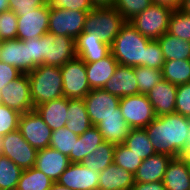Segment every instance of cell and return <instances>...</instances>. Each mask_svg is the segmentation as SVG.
I'll list each match as a JSON object with an SVG mask.
<instances>
[{"label": "cell", "instance_id": "d4e9b609", "mask_svg": "<svg viewBox=\"0 0 190 190\" xmlns=\"http://www.w3.org/2000/svg\"><path fill=\"white\" fill-rule=\"evenodd\" d=\"M117 60L110 53L103 59L93 63H85L87 80L91 89H102L114 75L118 66Z\"/></svg>", "mask_w": 190, "mask_h": 190}, {"label": "cell", "instance_id": "ee69618b", "mask_svg": "<svg viewBox=\"0 0 190 190\" xmlns=\"http://www.w3.org/2000/svg\"><path fill=\"white\" fill-rule=\"evenodd\" d=\"M49 8L89 12L95 8L91 0H48Z\"/></svg>", "mask_w": 190, "mask_h": 190}, {"label": "cell", "instance_id": "83f0119b", "mask_svg": "<svg viewBox=\"0 0 190 190\" xmlns=\"http://www.w3.org/2000/svg\"><path fill=\"white\" fill-rule=\"evenodd\" d=\"M165 61L190 59V41L163 34L158 40Z\"/></svg>", "mask_w": 190, "mask_h": 190}, {"label": "cell", "instance_id": "9f6ffc18", "mask_svg": "<svg viewBox=\"0 0 190 190\" xmlns=\"http://www.w3.org/2000/svg\"><path fill=\"white\" fill-rule=\"evenodd\" d=\"M3 136H0V156H3Z\"/></svg>", "mask_w": 190, "mask_h": 190}, {"label": "cell", "instance_id": "7a4b0ae2", "mask_svg": "<svg viewBox=\"0 0 190 190\" xmlns=\"http://www.w3.org/2000/svg\"><path fill=\"white\" fill-rule=\"evenodd\" d=\"M150 41L126 21L110 46L111 54L120 65L145 66L146 46Z\"/></svg>", "mask_w": 190, "mask_h": 190}, {"label": "cell", "instance_id": "3957f363", "mask_svg": "<svg viewBox=\"0 0 190 190\" xmlns=\"http://www.w3.org/2000/svg\"><path fill=\"white\" fill-rule=\"evenodd\" d=\"M28 78L34 108L64 96L60 67L37 66L28 73Z\"/></svg>", "mask_w": 190, "mask_h": 190}, {"label": "cell", "instance_id": "ac0fdd59", "mask_svg": "<svg viewBox=\"0 0 190 190\" xmlns=\"http://www.w3.org/2000/svg\"><path fill=\"white\" fill-rule=\"evenodd\" d=\"M177 87L163 79L146 94L156 116L175 113Z\"/></svg>", "mask_w": 190, "mask_h": 190}, {"label": "cell", "instance_id": "1f68e13d", "mask_svg": "<svg viewBox=\"0 0 190 190\" xmlns=\"http://www.w3.org/2000/svg\"><path fill=\"white\" fill-rule=\"evenodd\" d=\"M163 79L179 86L190 82V59L168 60L162 68Z\"/></svg>", "mask_w": 190, "mask_h": 190}, {"label": "cell", "instance_id": "d590c367", "mask_svg": "<svg viewBox=\"0 0 190 190\" xmlns=\"http://www.w3.org/2000/svg\"><path fill=\"white\" fill-rule=\"evenodd\" d=\"M134 74L139 87V94H147L157 83L163 80L162 70L146 66H135Z\"/></svg>", "mask_w": 190, "mask_h": 190}, {"label": "cell", "instance_id": "ab89813d", "mask_svg": "<svg viewBox=\"0 0 190 190\" xmlns=\"http://www.w3.org/2000/svg\"><path fill=\"white\" fill-rule=\"evenodd\" d=\"M152 4V0H114L113 7L125 21H130Z\"/></svg>", "mask_w": 190, "mask_h": 190}, {"label": "cell", "instance_id": "2e32d148", "mask_svg": "<svg viewBox=\"0 0 190 190\" xmlns=\"http://www.w3.org/2000/svg\"><path fill=\"white\" fill-rule=\"evenodd\" d=\"M76 55L84 63H93L111 53L110 45L101 41L94 32L83 31L76 39Z\"/></svg>", "mask_w": 190, "mask_h": 190}, {"label": "cell", "instance_id": "f546056e", "mask_svg": "<svg viewBox=\"0 0 190 190\" xmlns=\"http://www.w3.org/2000/svg\"><path fill=\"white\" fill-rule=\"evenodd\" d=\"M123 144L142 160L156 154L144 128L131 129Z\"/></svg>", "mask_w": 190, "mask_h": 190}, {"label": "cell", "instance_id": "8d00e7d4", "mask_svg": "<svg viewBox=\"0 0 190 190\" xmlns=\"http://www.w3.org/2000/svg\"><path fill=\"white\" fill-rule=\"evenodd\" d=\"M167 33L190 41V15L179 9L173 10L169 18Z\"/></svg>", "mask_w": 190, "mask_h": 190}, {"label": "cell", "instance_id": "f6af8a7d", "mask_svg": "<svg viewBox=\"0 0 190 190\" xmlns=\"http://www.w3.org/2000/svg\"><path fill=\"white\" fill-rule=\"evenodd\" d=\"M175 113L190 118V82L177 87Z\"/></svg>", "mask_w": 190, "mask_h": 190}, {"label": "cell", "instance_id": "8992f818", "mask_svg": "<svg viewBox=\"0 0 190 190\" xmlns=\"http://www.w3.org/2000/svg\"><path fill=\"white\" fill-rule=\"evenodd\" d=\"M63 94L67 99H84L92 90L87 80L85 63L76 57L60 67Z\"/></svg>", "mask_w": 190, "mask_h": 190}, {"label": "cell", "instance_id": "836d02e7", "mask_svg": "<svg viewBox=\"0 0 190 190\" xmlns=\"http://www.w3.org/2000/svg\"><path fill=\"white\" fill-rule=\"evenodd\" d=\"M78 137V135L66 127L59 128L58 130L52 131L49 146L68 156L70 162L74 163V146Z\"/></svg>", "mask_w": 190, "mask_h": 190}, {"label": "cell", "instance_id": "681fc988", "mask_svg": "<svg viewBox=\"0 0 190 190\" xmlns=\"http://www.w3.org/2000/svg\"><path fill=\"white\" fill-rule=\"evenodd\" d=\"M152 3L169 7L172 10L179 9L182 0H152Z\"/></svg>", "mask_w": 190, "mask_h": 190}, {"label": "cell", "instance_id": "4fadbf2b", "mask_svg": "<svg viewBox=\"0 0 190 190\" xmlns=\"http://www.w3.org/2000/svg\"><path fill=\"white\" fill-rule=\"evenodd\" d=\"M49 12L50 8L47 3L32 12L17 16V39L25 41L31 38H40L46 34L49 26Z\"/></svg>", "mask_w": 190, "mask_h": 190}, {"label": "cell", "instance_id": "f907efd6", "mask_svg": "<svg viewBox=\"0 0 190 190\" xmlns=\"http://www.w3.org/2000/svg\"><path fill=\"white\" fill-rule=\"evenodd\" d=\"M95 7L112 6L114 0H91Z\"/></svg>", "mask_w": 190, "mask_h": 190}, {"label": "cell", "instance_id": "5b68a950", "mask_svg": "<svg viewBox=\"0 0 190 190\" xmlns=\"http://www.w3.org/2000/svg\"><path fill=\"white\" fill-rule=\"evenodd\" d=\"M173 10L169 7L152 3L129 22L149 40H158L168 31L169 18Z\"/></svg>", "mask_w": 190, "mask_h": 190}, {"label": "cell", "instance_id": "ba28073f", "mask_svg": "<svg viewBox=\"0 0 190 190\" xmlns=\"http://www.w3.org/2000/svg\"><path fill=\"white\" fill-rule=\"evenodd\" d=\"M87 13L84 11L50 8L48 32L76 39L84 31Z\"/></svg>", "mask_w": 190, "mask_h": 190}, {"label": "cell", "instance_id": "4316f807", "mask_svg": "<svg viewBox=\"0 0 190 190\" xmlns=\"http://www.w3.org/2000/svg\"><path fill=\"white\" fill-rule=\"evenodd\" d=\"M67 113L68 118L65 127L76 135L83 134L93 126L83 99H68Z\"/></svg>", "mask_w": 190, "mask_h": 190}, {"label": "cell", "instance_id": "11a10c76", "mask_svg": "<svg viewBox=\"0 0 190 190\" xmlns=\"http://www.w3.org/2000/svg\"><path fill=\"white\" fill-rule=\"evenodd\" d=\"M50 190H72V189H69L68 187L62 186V185L58 184L57 182H54L52 184Z\"/></svg>", "mask_w": 190, "mask_h": 190}, {"label": "cell", "instance_id": "f35d334b", "mask_svg": "<svg viewBox=\"0 0 190 190\" xmlns=\"http://www.w3.org/2000/svg\"><path fill=\"white\" fill-rule=\"evenodd\" d=\"M28 46L29 52V72L37 66L45 63V49L47 42V33L40 38H31L23 41Z\"/></svg>", "mask_w": 190, "mask_h": 190}, {"label": "cell", "instance_id": "5bb4252c", "mask_svg": "<svg viewBox=\"0 0 190 190\" xmlns=\"http://www.w3.org/2000/svg\"><path fill=\"white\" fill-rule=\"evenodd\" d=\"M76 57L74 38L47 32L45 63L43 65L61 67Z\"/></svg>", "mask_w": 190, "mask_h": 190}, {"label": "cell", "instance_id": "44dd1931", "mask_svg": "<svg viewBox=\"0 0 190 190\" xmlns=\"http://www.w3.org/2000/svg\"><path fill=\"white\" fill-rule=\"evenodd\" d=\"M172 159L171 156L156 153L142 160V164L134 174V181L143 183L163 181L167 166Z\"/></svg>", "mask_w": 190, "mask_h": 190}, {"label": "cell", "instance_id": "9a60e30c", "mask_svg": "<svg viewBox=\"0 0 190 190\" xmlns=\"http://www.w3.org/2000/svg\"><path fill=\"white\" fill-rule=\"evenodd\" d=\"M57 183L72 190H98L99 172L81 163H70Z\"/></svg>", "mask_w": 190, "mask_h": 190}, {"label": "cell", "instance_id": "7bdbcfd3", "mask_svg": "<svg viewBox=\"0 0 190 190\" xmlns=\"http://www.w3.org/2000/svg\"><path fill=\"white\" fill-rule=\"evenodd\" d=\"M164 62V55L158 41H150L146 46L145 66L162 70Z\"/></svg>", "mask_w": 190, "mask_h": 190}, {"label": "cell", "instance_id": "f5cc1de1", "mask_svg": "<svg viewBox=\"0 0 190 190\" xmlns=\"http://www.w3.org/2000/svg\"><path fill=\"white\" fill-rule=\"evenodd\" d=\"M179 10L190 15V0H182Z\"/></svg>", "mask_w": 190, "mask_h": 190}, {"label": "cell", "instance_id": "52a82bcc", "mask_svg": "<svg viewBox=\"0 0 190 190\" xmlns=\"http://www.w3.org/2000/svg\"><path fill=\"white\" fill-rule=\"evenodd\" d=\"M119 107L124 120L132 129L145 128L156 118L146 94L121 97Z\"/></svg>", "mask_w": 190, "mask_h": 190}, {"label": "cell", "instance_id": "6da1fadb", "mask_svg": "<svg viewBox=\"0 0 190 190\" xmlns=\"http://www.w3.org/2000/svg\"><path fill=\"white\" fill-rule=\"evenodd\" d=\"M144 129L156 153L178 158L187 145L190 118L177 113L156 116Z\"/></svg>", "mask_w": 190, "mask_h": 190}, {"label": "cell", "instance_id": "d6986e66", "mask_svg": "<svg viewBox=\"0 0 190 190\" xmlns=\"http://www.w3.org/2000/svg\"><path fill=\"white\" fill-rule=\"evenodd\" d=\"M103 90L118 97L138 95L139 87L134 67L118 64L114 75L105 83Z\"/></svg>", "mask_w": 190, "mask_h": 190}, {"label": "cell", "instance_id": "30bf717a", "mask_svg": "<svg viewBox=\"0 0 190 190\" xmlns=\"http://www.w3.org/2000/svg\"><path fill=\"white\" fill-rule=\"evenodd\" d=\"M83 100L93 126L109 115H122L120 97L103 89H92Z\"/></svg>", "mask_w": 190, "mask_h": 190}, {"label": "cell", "instance_id": "d6a6232c", "mask_svg": "<svg viewBox=\"0 0 190 190\" xmlns=\"http://www.w3.org/2000/svg\"><path fill=\"white\" fill-rule=\"evenodd\" d=\"M53 183L42 171L32 167L22 171L16 190H50Z\"/></svg>", "mask_w": 190, "mask_h": 190}, {"label": "cell", "instance_id": "bcb514c9", "mask_svg": "<svg viewBox=\"0 0 190 190\" xmlns=\"http://www.w3.org/2000/svg\"><path fill=\"white\" fill-rule=\"evenodd\" d=\"M47 4V0H8V7L17 16L34 11L37 7Z\"/></svg>", "mask_w": 190, "mask_h": 190}, {"label": "cell", "instance_id": "8fae6325", "mask_svg": "<svg viewBox=\"0 0 190 190\" xmlns=\"http://www.w3.org/2000/svg\"><path fill=\"white\" fill-rule=\"evenodd\" d=\"M18 130L33 148L49 147L52 130L35 110L20 115Z\"/></svg>", "mask_w": 190, "mask_h": 190}, {"label": "cell", "instance_id": "e575fe53", "mask_svg": "<svg viewBox=\"0 0 190 190\" xmlns=\"http://www.w3.org/2000/svg\"><path fill=\"white\" fill-rule=\"evenodd\" d=\"M22 171L8 157L0 156V190H16Z\"/></svg>", "mask_w": 190, "mask_h": 190}, {"label": "cell", "instance_id": "9c48e42d", "mask_svg": "<svg viewBox=\"0 0 190 190\" xmlns=\"http://www.w3.org/2000/svg\"><path fill=\"white\" fill-rule=\"evenodd\" d=\"M0 103L20 114L34 110L28 74H21L0 91Z\"/></svg>", "mask_w": 190, "mask_h": 190}, {"label": "cell", "instance_id": "603a6c76", "mask_svg": "<svg viewBox=\"0 0 190 190\" xmlns=\"http://www.w3.org/2000/svg\"><path fill=\"white\" fill-rule=\"evenodd\" d=\"M166 190H190V162L181 157L173 158L163 179Z\"/></svg>", "mask_w": 190, "mask_h": 190}, {"label": "cell", "instance_id": "ffe728a7", "mask_svg": "<svg viewBox=\"0 0 190 190\" xmlns=\"http://www.w3.org/2000/svg\"><path fill=\"white\" fill-rule=\"evenodd\" d=\"M0 61L12 65L23 74L29 73L28 46L23 40L0 41Z\"/></svg>", "mask_w": 190, "mask_h": 190}, {"label": "cell", "instance_id": "f1b7e54d", "mask_svg": "<svg viewBox=\"0 0 190 190\" xmlns=\"http://www.w3.org/2000/svg\"><path fill=\"white\" fill-rule=\"evenodd\" d=\"M103 141L102 135L96 126H92L83 134L79 135L74 146V163H81Z\"/></svg>", "mask_w": 190, "mask_h": 190}, {"label": "cell", "instance_id": "60d3db41", "mask_svg": "<svg viewBox=\"0 0 190 190\" xmlns=\"http://www.w3.org/2000/svg\"><path fill=\"white\" fill-rule=\"evenodd\" d=\"M18 20L13 11L0 13V41L17 39Z\"/></svg>", "mask_w": 190, "mask_h": 190}, {"label": "cell", "instance_id": "816d5d0a", "mask_svg": "<svg viewBox=\"0 0 190 190\" xmlns=\"http://www.w3.org/2000/svg\"><path fill=\"white\" fill-rule=\"evenodd\" d=\"M181 158L190 161V134L188 136V140H187V145L184 149V151L182 152Z\"/></svg>", "mask_w": 190, "mask_h": 190}, {"label": "cell", "instance_id": "74e56055", "mask_svg": "<svg viewBox=\"0 0 190 190\" xmlns=\"http://www.w3.org/2000/svg\"><path fill=\"white\" fill-rule=\"evenodd\" d=\"M113 163L134 175L142 164V159L130 151L124 144H117L115 145Z\"/></svg>", "mask_w": 190, "mask_h": 190}, {"label": "cell", "instance_id": "db71d44e", "mask_svg": "<svg viewBox=\"0 0 190 190\" xmlns=\"http://www.w3.org/2000/svg\"><path fill=\"white\" fill-rule=\"evenodd\" d=\"M9 10L8 0H0V13Z\"/></svg>", "mask_w": 190, "mask_h": 190}, {"label": "cell", "instance_id": "7dc6e473", "mask_svg": "<svg viewBox=\"0 0 190 190\" xmlns=\"http://www.w3.org/2000/svg\"><path fill=\"white\" fill-rule=\"evenodd\" d=\"M22 72L12 65L0 61V91L12 80L18 78Z\"/></svg>", "mask_w": 190, "mask_h": 190}, {"label": "cell", "instance_id": "cb8c5ba5", "mask_svg": "<svg viewBox=\"0 0 190 190\" xmlns=\"http://www.w3.org/2000/svg\"><path fill=\"white\" fill-rule=\"evenodd\" d=\"M134 183V175L114 163L99 172L98 190H128Z\"/></svg>", "mask_w": 190, "mask_h": 190}, {"label": "cell", "instance_id": "484cf974", "mask_svg": "<svg viewBox=\"0 0 190 190\" xmlns=\"http://www.w3.org/2000/svg\"><path fill=\"white\" fill-rule=\"evenodd\" d=\"M95 126L104 141L115 145L123 144L132 129L124 120L123 115H109Z\"/></svg>", "mask_w": 190, "mask_h": 190}, {"label": "cell", "instance_id": "e0dca14e", "mask_svg": "<svg viewBox=\"0 0 190 190\" xmlns=\"http://www.w3.org/2000/svg\"><path fill=\"white\" fill-rule=\"evenodd\" d=\"M70 163L68 156L49 146L38 150L34 167L57 182Z\"/></svg>", "mask_w": 190, "mask_h": 190}, {"label": "cell", "instance_id": "7402d4cb", "mask_svg": "<svg viewBox=\"0 0 190 190\" xmlns=\"http://www.w3.org/2000/svg\"><path fill=\"white\" fill-rule=\"evenodd\" d=\"M34 110L52 131L66 126L68 118V99L66 97L63 96L38 105Z\"/></svg>", "mask_w": 190, "mask_h": 190}, {"label": "cell", "instance_id": "b9f144b4", "mask_svg": "<svg viewBox=\"0 0 190 190\" xmlns=\"http://www.w3.org/2000/svg\"><path fill=\"white\" fill-rule=\"evenodd\" d=\"M20 113L0 103V136L18 129Z\"/></svg>", "mask_w": 190, "mask_h": 190}, {"label": "cell", "instance_id": "c3c4849f", "mask_svg": "<svg viewBox=\"0 0 190 190\" xmlns=\"http://www.w3.org/2000/svg\"><path fill=\"white\" fill-rule=\"evenodd\" d=\"M133 190H166L163 181L153 183L135 182Z\"/></svg>", "mask_w": 190, "mask_h": 190}, {"label": "cell", "instance_id": "277c9868", "mask_svg": "<svg viewBox=\"0 0 190 190\" xmlns=\"http://www.w3.org/2000/svg\"><path fill=\"white\" fill-rule=\"evenodd\" d=\"M125 22L113 6L95 7L87 13L84 31L94 32L102 42L111 46Z\"/></svg>", "mask_w": 190, "mask_h": 190}, {"label": "cell", "instance_id": "4dcf8cb0", "mask_svg": "<svg viewBox=\"0 0 190 190\" xmlns=\"http://www.w3.org/2000/svg\"><path fill=\"white\" fill-rule=\"evenodd\" d=\"M115 144L103 141L97 149L85 157L81 164L88 169L101 172L113 163Z\"/></svg>", "mask_w": 190, "mask_h": 190}, {"label": "cell", "instance_id": "7c38bea8", "mask_svg": "<svg viewBox=\"0 0 190 190\" xmlns=\"http://www.w3.org/2000/svg\"><path fill=\"white\" fill-rule=\"evenodd\" d=\"M3 156L8 157L22 170L34 167L38 150L33 148L17 129L3 136Z\"/></svg>", "mask_w": 190, "mask_h": 190}]
</instances>
